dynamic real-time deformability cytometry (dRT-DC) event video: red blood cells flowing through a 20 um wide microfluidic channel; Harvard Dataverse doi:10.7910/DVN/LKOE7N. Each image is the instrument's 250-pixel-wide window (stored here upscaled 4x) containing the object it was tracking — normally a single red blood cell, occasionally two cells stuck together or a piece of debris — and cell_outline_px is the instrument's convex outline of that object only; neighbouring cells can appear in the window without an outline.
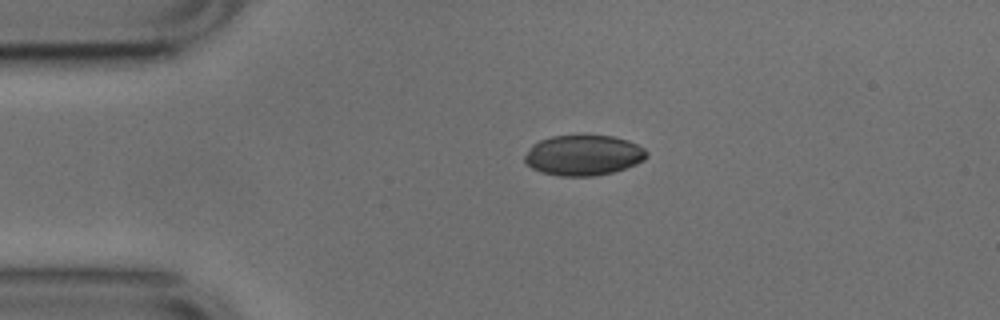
{"species": "common noctule bat (a hibernating species)", "species_latin": "Nyctalus noctula", "temperature_condition": "cold", "stored_images_in_passage": 41, "camera_frame_rate_fps": 3000, "um_per_image_px": 0.085, "animal": {"sex": "male", "body_mass_g": 17.9, "forearm_length_mm": 54.2}, "frame": {"image": 1, "passage_image": 1, "time_ms": 0.0, "image_size_px": [1000, 320], "cell_outline_px": [[648, 156], [644, 160], [636, 164], [612, 172], [592, 176], [560, 176], [540, 172], [532, 168], [524, 160], [524, 156], [532, 144], [540, 140], [552, 136], [612, 136], [628, 140], [644, 148], [648, 152]], "centroid_in_image_um": [49.59, 13.2], "position_along_channel_um": 35.4, "area_um2": 28.61}}
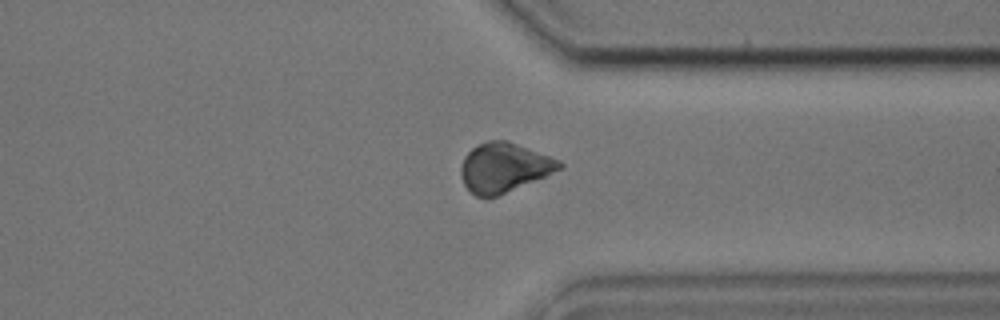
{"frame": {"image": 2, "passage_image": 30, "time_ms": 9.667, "image_size_px": [1000, 320], "cell_outline_px": [[564, 164], [560, 168], [544, 176], [496, 196], [476, 196], [464, 184], [460, 172], [460, 168], [464, 156], [472, 148], [488, 140], [508, 140], [560, 160]], "centroid_in_image_um": [42.81, 14.21], "position_along_channel_um": 368.6, "area_um2": 27.74}}
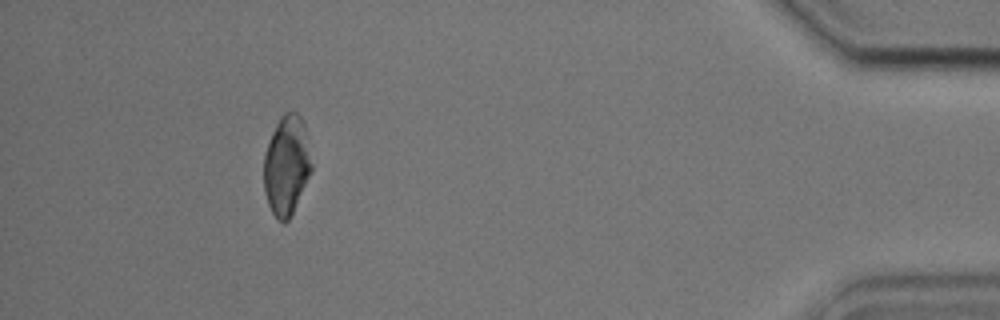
{"frame": {"image": 3, "passage_image": 38, "time_ms": 12.333, "image_size_px": [1000, 320], "cell_outline_px": [[312, 172], [288, 220], [284, 224], [276, 220], [268, 204], [264, 192], [264, 156], [272, 132], [280, 116], [284, 112], [296, 112], [300, 116], [304, 124], [312, 164]], "centroid_in_image_um": [24.36, 14.07], "position_along_channel_um": 410.8, "area_um2": 27.63}, "authors_computed_cell_mechanics": {"area_um2": 27.9174, "velocity_mm_per_s": 3.7951, "shape_relaxation_time_tau1_ms": 3.5279, "shape_relaxation_time_tau2_ms": 2.7479, "deformation_change_tau1": 0.0852, "deformation_change_tau2": 0.059}}